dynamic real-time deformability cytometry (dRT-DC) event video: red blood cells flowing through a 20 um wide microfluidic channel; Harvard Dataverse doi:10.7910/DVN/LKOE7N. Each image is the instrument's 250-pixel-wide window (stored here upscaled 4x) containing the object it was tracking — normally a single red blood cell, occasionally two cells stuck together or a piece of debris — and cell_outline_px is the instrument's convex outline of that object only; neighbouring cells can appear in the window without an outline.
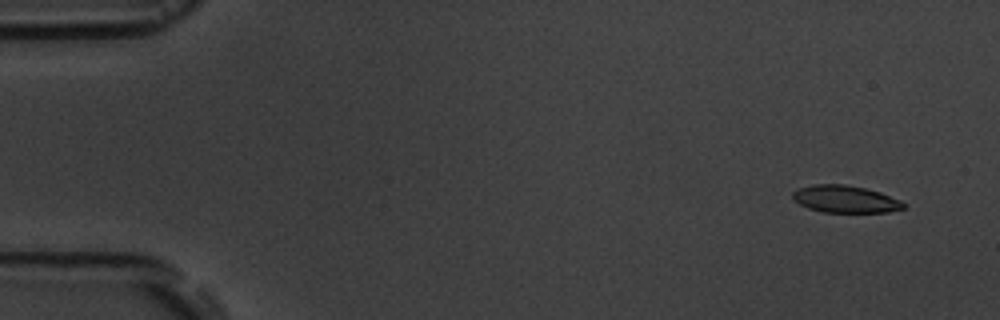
{"species": "common noctule bat (a hibernating species)", "species_latin": "Nyctalus noctula", "temperature_condition": "room temperature", "stored_images_in_passage": 4, "camera_frame_rate_fps": 3000, "um_per_image_px": 0.085, "animal": {"sex": "male", "body_mass_g": 19.5, "forearm_length_mm": 54.6}, "frame": {"image": 1, "passage_image": 1, "time_ms": 0.0, "image_size_px": [1000, 320], "cell_outline_px": [[904, 208], [888, 212], [824, 212], [808, 208], [800, 204], [792, 196], [792, 192], [800, 188], [812, 184], [844, 184], [864, 188], [880, 192], [900, 200], [904, 204]], "centroid_in_image_um": [71.84, 16.92], "position_along_channel_um": 13.2, "area_um2": 17.4}}
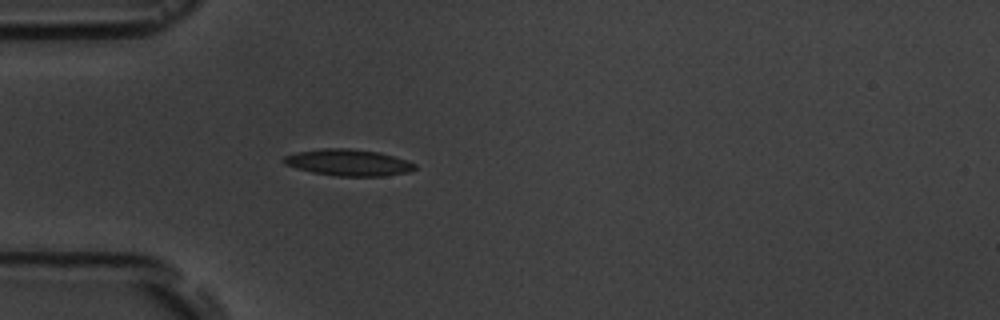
{"frame": {"image": 2, "passage_image": 4, "time_ms": 4.333, "image_size_px": [1000, 320], "cell_outline_px": [[416, 168], [408, 172], [384, 176], [336, 176], [312, 172], [296, 168], [284, 164], [280, 160], [284, 156], [296, 152], [324, 148], [348, 148], [380, 152], [416, 164]], "centroid_in_image_um": [29.56, 13.81], "position_along_channel_um": 55.4, "area_um2": 20.23}}